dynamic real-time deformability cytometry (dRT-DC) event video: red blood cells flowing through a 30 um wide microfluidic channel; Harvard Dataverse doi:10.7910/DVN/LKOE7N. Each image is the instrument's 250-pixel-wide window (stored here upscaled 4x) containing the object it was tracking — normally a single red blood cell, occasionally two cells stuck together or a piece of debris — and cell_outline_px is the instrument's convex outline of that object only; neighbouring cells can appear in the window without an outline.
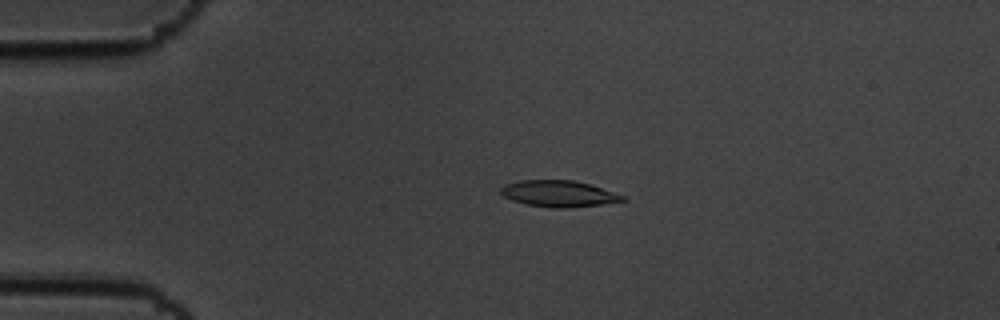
{"species": "common noctule bat (a hibernating species)", "species_latin": "Nyctalus noctula", "temperature_condition": "cold", "stored_images_in_passage": 57, "camera_frame_rate_fps": 3000, "um_per_image_px": 0.085, "animal": {"sex": "male", "body_mass_g": 19.5, "forearm_length_mm": 54.6}, "frame": {"image": 1, "passage_image": 12, "time_ms": 3.667, "image_size_px": [1000, 320], "cell_outline_px": [[628, 200], [600, 204], [568, 208], [552, 208], [528, 204], [512, 200], [504, 196], [500, 192], [500, 188], [504, 184], [520, 180], [572, 180], [588, 184], [624, 196]], "centroid_in_image_um": [47.44, 16.46], "position_along_channel_um": 37.6, "area_um2": 18.44}}
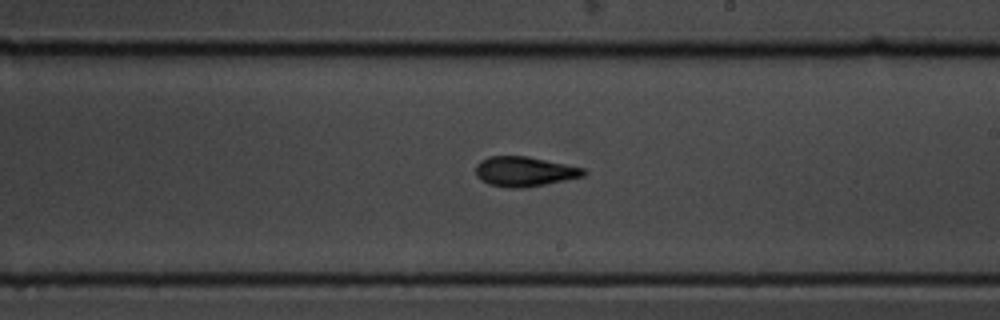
{"frame": {"image": 2, "passage_image": 33, "time_ms": 10.667, "image_size_px": [1000, 320], "cell_outline_px": [[588, 172], [584, 176], [524, 188], [508, 188], [488, 184], [480, 180], [476, 176], [476, 164], [480, 160], [488, 156], [528, 156], [584, 168]], "centroid_in_image_um": [44.55, 14.57], "position_along_channel_um": 244.5, "area_um2": 18.84}}
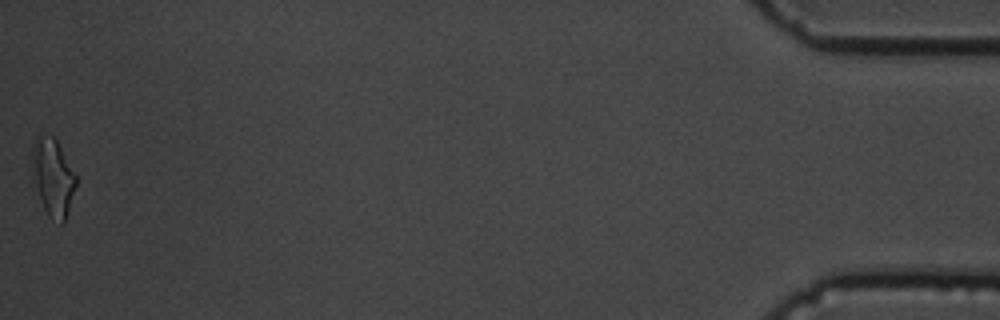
{"frame": {"image": 3, "passage_image": 57, "time_ms": 18.667, "image_size_px": [1000, 320], "cell_outline_px": [[76, 184], [64, 224], [60, 224], [52, 220], [48, 216], [44, 208], [40, 196], [36, 180], [32, 148], [32, 144], [36, 136], [40, 132], [52, 136], [56, 140], [76, 176]], "centroid_in_image_um": [4.52, 15.05], "position_along_channel_um": 430.7, "area_um2": 19.07}, "authors_computed_cell_mechanics": {"area_um2": 18.3804, "velocity_mm_per_s": 3.4768, "shape_relaxation_time_tau1_ms": 3.8641, "shape_relaxation_time_tau2_ms": 3.5737, "deformation_change_tau1": 0.1478, "deformation_change_tau2": 0.1097}}